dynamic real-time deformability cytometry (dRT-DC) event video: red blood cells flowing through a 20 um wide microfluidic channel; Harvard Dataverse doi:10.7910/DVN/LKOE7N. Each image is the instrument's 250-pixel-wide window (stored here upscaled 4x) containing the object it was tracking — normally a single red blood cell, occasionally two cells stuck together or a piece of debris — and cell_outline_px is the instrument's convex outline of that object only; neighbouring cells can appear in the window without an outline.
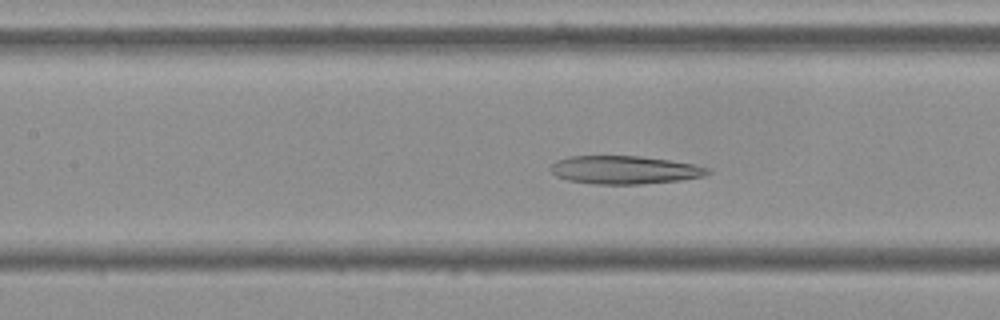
{"species": "Egyptian fruit bat (a non-hibernating species)", "species_latin": "Rousettus aegyptiacus", "temperature_condition": "cold", "stored_images_in_passage": 12, "camera_frame_rate_fps": 3000, "um_per_image_px": 0.085, "frame": {"image": 1, "passage_image": 9, "time_ms": 2.667, "image_size_px": [1000, 320], "cell_outline_px": [[712, 172], [704, 176], [680, 180], [640, 184], [596, 184], [568, 180], [556, 176], [548, 168], [556, 160], [568, 156], [640, 156], [696, 164], [708, 168]], "centroid_in_image_um": [53.08, 14.44], "position_along_channel_um": 154.3, "area_um2": 25.84}}